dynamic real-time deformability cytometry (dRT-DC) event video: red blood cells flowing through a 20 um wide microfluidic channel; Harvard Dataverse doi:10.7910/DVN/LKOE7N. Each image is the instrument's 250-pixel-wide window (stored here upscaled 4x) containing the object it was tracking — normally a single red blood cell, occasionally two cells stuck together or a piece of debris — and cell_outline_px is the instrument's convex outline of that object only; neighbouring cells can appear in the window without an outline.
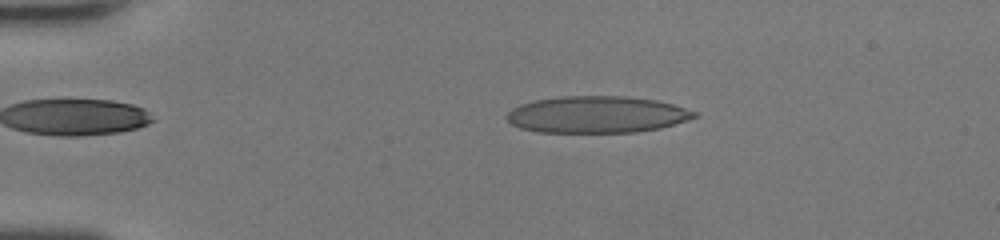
{"species": "human", "species_latin": "Homo sapiens", "temperature_condition": "room temperature", "stored_images_in_passage": 46, "camera_frame_rate_fps": 3000, "um_per_image_px": 0.085, "donor": {"sex": "female"}, "frame": {"image": 1, "passage_image": 9, "time_ms": 2.667, "image_size_px": [1000, 240], "cell_outline_px": [[700, 116], [660, 128], [636, 132], [540, 132], [520, 128], [512, 124], [504, 116], [512, 108], [520, 104], [536, 100], [560, 96], [624, 96], [656, 100], [672, 104], [700, 112]], "centroid_in_image_um": [50.75, 9.73], "position_along_channel_um": 34.3, "area_um2": 40.29}}
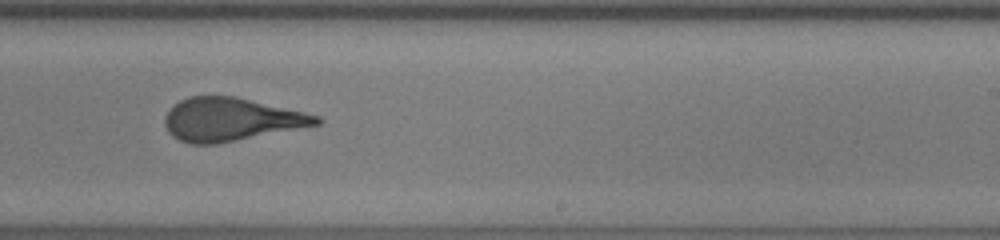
{"frame": {"image": 2, "passage_image": 29, "time_ms": 9.333, "image_size_px": [1000, 240], "cell_outline_px": [[320, 124], [216, 144], [192, 144], [180, 140], [172, 136], [168, 132], [164, 124], [164, 116], [168, 108], [180, 100], [188, 96], [236, 96], [304, 112], [320, 116]], "centroid_in_image_um": [19.57, 10.14], "position_along_channel_um": 269.4, "area_um2": 38.03}}
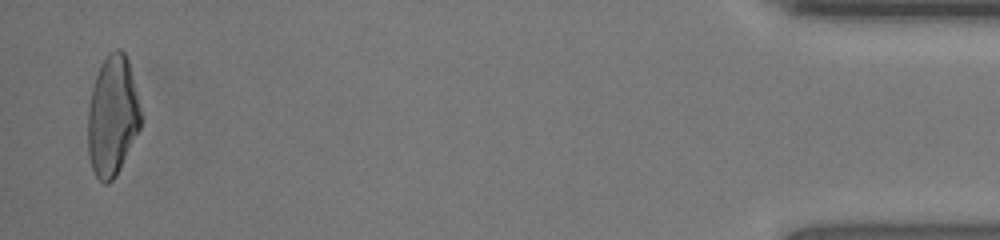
{"frame": {"image": 3, "passage_image": 45, "time_ms": 14.667, "image_size_px": [1000, 240], "cell_outline_px": [[144, 120], [116, 176], [108, 184], [104, 184], [96, 176], [92, 168], [88, 156], [88, 108], [92, 88], [100, 64], [108, 52], [116, 48], [120, 48], [124, 52], [128, 60]], "centroid_in_image_um": [9.57, 9.85], "position_along_channel_um": 425.6, "area_um2": 37.4}, "authors_computed_cell_mechanics": {"area_um2": 39.3618, "velocity_mm_per_s": 4.4539, "shape_relaxation_time_tau1_ms": 9.8209, "shape_relaxation_time_tau2_ms": 0.9554, "deformation_change_tau1": 0.3499, "deformation_change_tau2": 0.1114}}